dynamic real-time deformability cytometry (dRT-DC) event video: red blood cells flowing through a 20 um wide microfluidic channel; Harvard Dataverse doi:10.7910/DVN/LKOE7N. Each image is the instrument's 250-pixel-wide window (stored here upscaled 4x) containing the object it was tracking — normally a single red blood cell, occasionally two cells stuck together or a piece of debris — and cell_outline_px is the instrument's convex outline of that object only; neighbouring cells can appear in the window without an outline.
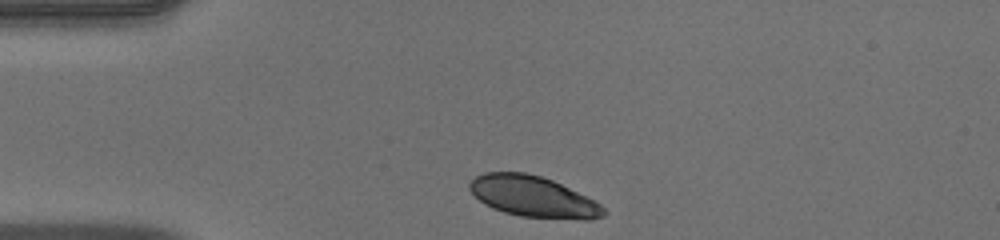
{"species": "human", "species_latin": "Homo sapiens", "temperature_condition": "warm", "stored_images_in_passage": 33, "camera_frame_rate_fps": 3000, "um_per_image_px": 0.085, "donor": {"sex": "male"}, "frame": {"image": 1, "passage_image": 1, "time_ms": 0.0, "image_size_px": [1000, 240], "cell_outline_px": [[608, 212], [604, 216], [592, 220], [584, 220], [520, 216], [504, 212], [492, 208], [484, 204], [468, 188], [468, 184], [476, 176], [484, 172], [524, 172], [540, 176], [552, 180], [600, 204]], "centroid_in_image_um": [45.31, 16.72], "position_along_channel_um": 39.7, "area_um2": 31.79}}
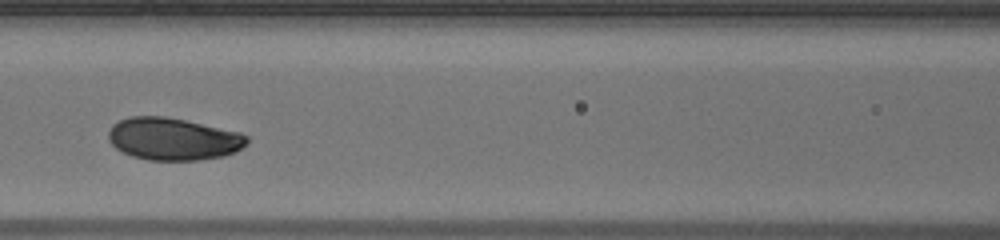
{"frame": {"image": 2, "passage_image": 12, "time_ms": 3.667, "image_size_px": [1000, 240], "cell_outline_px": [[248, 144], [236, 152], [224, 156], [200, 160], [148, 160], [132, 156], [116, 148], [108, 140], [108, 132], [112, 124], [128, 116], [164, 116], [184, 120], [240, 132], [248, 136]], "centroid_in_image_um": [14.73, 11.81], "position_along_channel_um": 151.9, "area_um2": 34.33}}
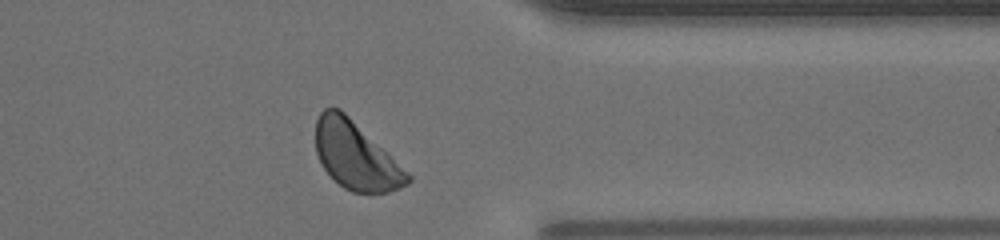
{"frame": {"image": 3, "passage_image": 30, "time_ms": 9.667, "image_size_px": [1000, 240], "cell_outline_px": [[412, 180], [408, 184], [400, 188], [388, 192], [352, 192], [344, 188], [324, 168], [316, 152], [316, 120], [320, 112], [324, 108], [340, 108], [388, 152], [412, 176]], "centroid_in_image_um": [30.25, 13.22], "position_along_channel_um": 381.1, "area_um2": 35.84}, "authors_computed_cell_mechanics": {"area_um2": 34.0442, "velocity_mm_per_s": 3.9594, "shape_relaxation_time_tau1_ms": 3.3279, "shape_relaxation_time_tau2_ms": null, "deformation_change_tau1": 0.1107, "deformation_change_tau2": null}}